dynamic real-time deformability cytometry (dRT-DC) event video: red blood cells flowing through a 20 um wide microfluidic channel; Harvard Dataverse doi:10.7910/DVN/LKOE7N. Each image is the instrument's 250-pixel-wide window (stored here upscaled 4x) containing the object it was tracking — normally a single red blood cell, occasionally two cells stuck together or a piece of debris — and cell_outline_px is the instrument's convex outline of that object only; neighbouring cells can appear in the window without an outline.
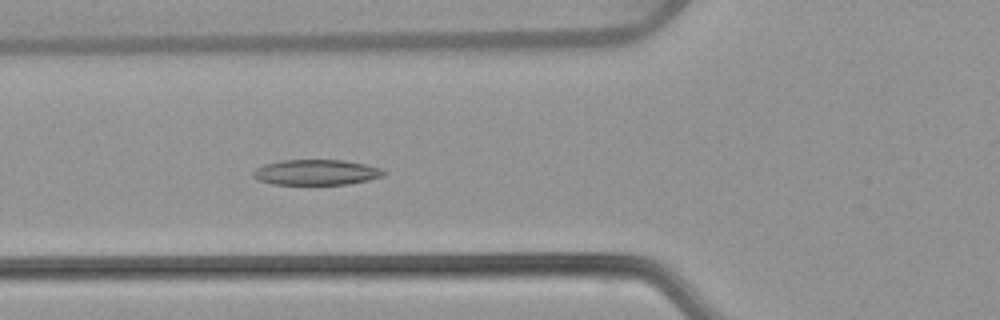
{"species": "common noctule bat (a hibernating species)", "species_latin": "Nyctalus noctula", "temperature_condition": "warm", "stored_images_in_passage": 53, "camera_frame_rate_fps": 3000, "um_per_image_px": 0.085, "animal": {"sex": "female", "body_mass_g": 22.7, "forearm_length_mm": 54.2}, "frame": {"image": 1, "passage_image": 20, "time_ms": 6.333, "image_size_px": [1000, 320], "cell_outline_px": [[388, 172], [384, 176], [368, 180], [348, 184], [272, 184], [260, 180], [252, 176], [252, 172], [256, 168], [264, 164], [280, 160], [344, 160], [364, 164], [380, 168]], "centroid_in_image_um": [26.89, 14.64], "position_along_channel_um": 98.9, "area_um2": 19.36}}
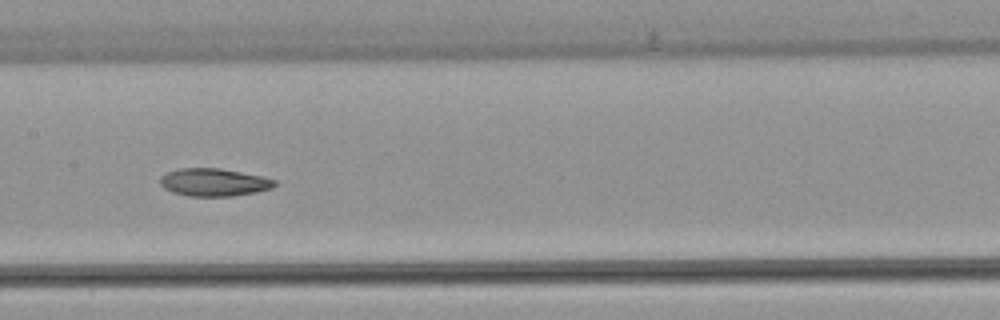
{"frame": {"image": 2, "passage_image": 27, "time_ms": 8.667, "image_size_px": [1000, 320], "cell_outline_px": [[276, 184], [272, 188], [256, 192], [232, 196], [188, 196], [172, 192], [164, 188], [160, 184], [160, 176], [168, 172], [180, 168], [220, 168], [260, 176], [276, 180]], "centroid_in_image_um": [18.16, 15.5], "position_along_channel_um": 189.2, "area_um2": 18.44}}
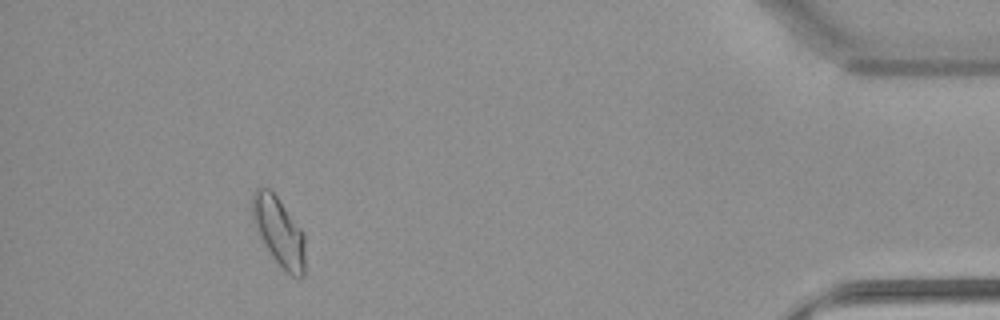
{"frame": {"image": 3, "passage_image": 49, "time_ms": 16.0, "image_size_px": [1000, 320], "cell_outline_px": [[304, 276], [300, 280], [292, 276], [276, 260], [260, 236], [256, 228], [252, 216], [252, 192], [260, 184], [272, 188], [304, 232]], "centroid_in_image_um": [23.71, 19.58], "position_along_channel_um": 411.5, "area_um2": 21.33}, "authors_computed_cell_mechanics": {"area_um2": 20.0566, "velocity_mm_per_s": 3.8641, "shape_relaxation_time_tau1_ms": null, "shape_relaxation_time_tau2_ms": 7.1558, "deformation_change_tau1": null, "deformation_change_tau2": 0.1239}}